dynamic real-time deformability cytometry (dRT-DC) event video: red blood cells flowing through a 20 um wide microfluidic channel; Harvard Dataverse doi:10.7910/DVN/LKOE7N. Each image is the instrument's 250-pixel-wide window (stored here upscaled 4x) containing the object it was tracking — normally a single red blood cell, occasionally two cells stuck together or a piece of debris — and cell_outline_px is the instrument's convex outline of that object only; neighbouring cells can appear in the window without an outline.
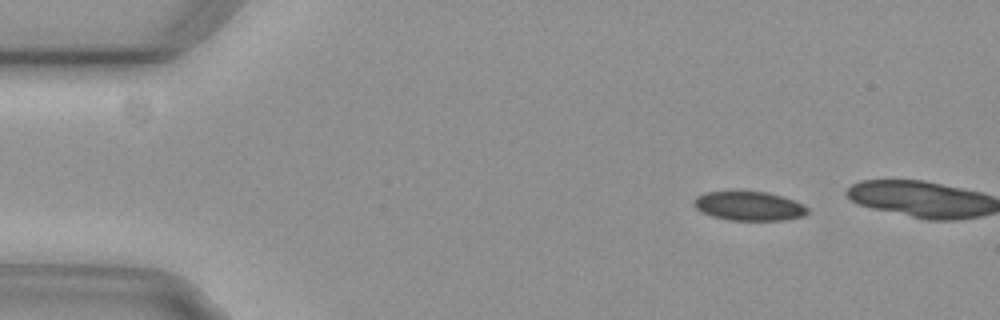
{"species": "common noctule bat (a hibernating species)", "species_latin": "Nyctalus noctula", "temperature_condition": "cold", "stored_images_in_passage": 4, "camera_frame_rate_fps": 3000, "um_per_image_px": 0.085, "animal": {"sex": "female", "body_mass_g": 29.2, "forearm_length_mm": 56.3}, "frame": {"image": 1, "passage_image": 2, "time_ms": 0.333, "image_size_px": [1000, 320], "cell_outline_px": [[808, 212], [804, 216], [784, 220], [728, 220], [712, 216], [696, 208], [692, 204], [692, 200], [696, 196], [704, 192], [768, 192], [804, 204], [808, 208]], "centroid_in_image_um": [63.65, 17.52], "position_along_channel_um": 21.3, "area_um2": 19.19}}